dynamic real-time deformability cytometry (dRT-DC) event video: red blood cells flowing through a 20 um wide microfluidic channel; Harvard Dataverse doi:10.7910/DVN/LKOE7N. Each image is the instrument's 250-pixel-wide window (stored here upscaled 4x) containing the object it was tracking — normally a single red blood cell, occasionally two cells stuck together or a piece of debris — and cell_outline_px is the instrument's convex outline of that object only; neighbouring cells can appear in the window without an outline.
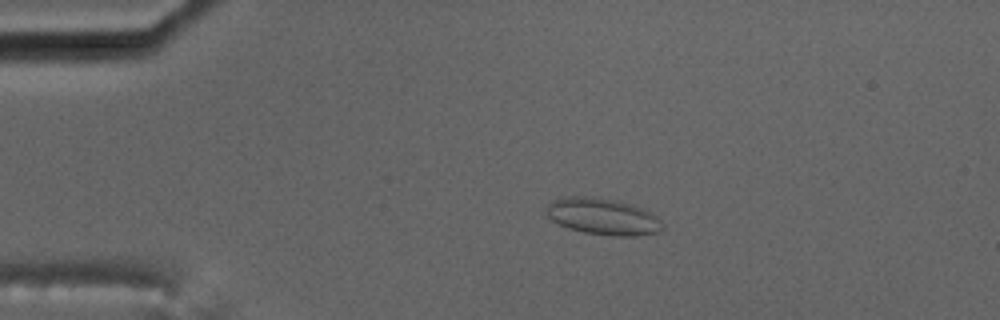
{"species": "common noctule bat (a hibernating species)", "species_latin": "Nyctalus noctula", "temperature_condition": "cold", "stored_images_in_passage": 9, "camera_frame_rate_fps": 3000, "um_per_image_px": 0.085, "animal": {"sex": "male", "body_mass_g": 17.5, "forearm_length_mm": 52.3}, "frame": {"image": 1, "passage_image": 3, "time_ms": 2.333, "image_size_px": [1000, 320], "cell_outline_px": [[664, 228], [660, 232], [636, 236], [616, 236], [584, 232], [568, 228], [552, 220], [548, 216], [548, 204], [552, 200], [564, 196], [592, 196], [612, 200], [644, 208], [656, 216], [664, 224]], "centroid_in_image_um": [51.27, 18.41], "position_along_channel_um": 33.7, "area_um2": 24.68}}